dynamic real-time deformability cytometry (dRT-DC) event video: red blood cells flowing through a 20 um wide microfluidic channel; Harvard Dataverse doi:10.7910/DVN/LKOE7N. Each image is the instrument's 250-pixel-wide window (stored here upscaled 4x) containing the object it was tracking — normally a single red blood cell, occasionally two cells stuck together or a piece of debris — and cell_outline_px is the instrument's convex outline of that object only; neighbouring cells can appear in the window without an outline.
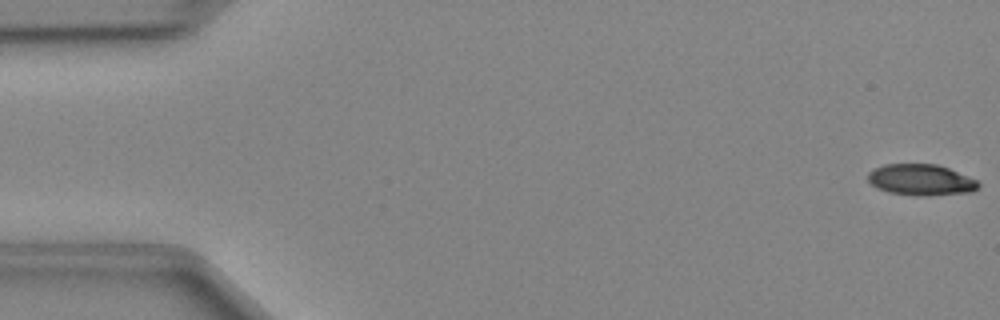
{"species": "Egyptian fruit bat (a non-hibernating species)", "species_latin": "Rousettus aegyptiacus", "temperature_condition": "cold", "stored_images_in_passage": 48, "camera_frame_rate_fps": 3000, "um_per_image_px": 0.085, "animal": {"sex": "female"}, "frame": {"image": 1, "passage_image": 1, "time_ms": 0.0, "image_size_px": [1000, 320], "cell_outline_px": [[980, 184], [972, 192], [928, 196], [916, 196], [888, 192], [876, 188], [868, 180], [868, 172], [884, 164], [936, 164], [948, 168], [976, 180]], "centroid_in_image_um": [78.26, 15.3], "position_along_channel_um": 6.7, "area_um2": 20.0}}
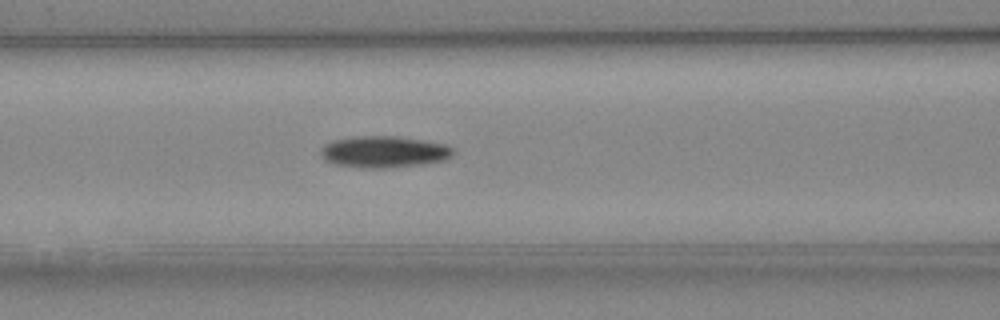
{"frame": {"image": 2, "passage_image": 20, "time_ms": 6.333, "image_size_px": [1000, 320], "cell_outline_px": [[456, 152], [452, 156], [444, 160], [424, 164], [384, 168], [360, 168], [336, 164], [324, 160], [320, 156], [320, 152], [332, 140], [364, 136], [392, 136], [448, 144]], "centroid_in_image_um": [32.68, 12.92], "position_along_channel_um": 133.9, "area_um2": 24.22}}
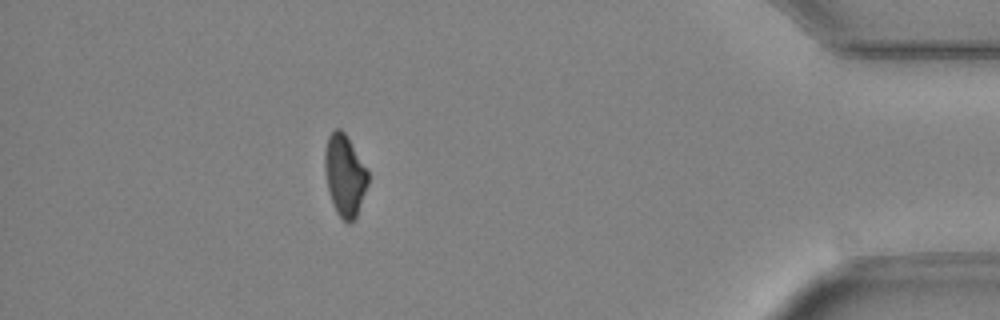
{"frame": {"image": 3, "passage_image": 43, "time_ms": 14.0, "image_size_px": [1000, 320], "cell_outline_px": [[368, 184], [356, 216], [348, 224], [336, 212], [328, 188], [324, 172], [324, 152], [328, 136], [336, 128], [340, 128], [348, 136], [368, 168]], "centroid_in_image_um": [29.31, 14.84], "position_along_channel_um": 405.9, "area_um2": 20.63}}